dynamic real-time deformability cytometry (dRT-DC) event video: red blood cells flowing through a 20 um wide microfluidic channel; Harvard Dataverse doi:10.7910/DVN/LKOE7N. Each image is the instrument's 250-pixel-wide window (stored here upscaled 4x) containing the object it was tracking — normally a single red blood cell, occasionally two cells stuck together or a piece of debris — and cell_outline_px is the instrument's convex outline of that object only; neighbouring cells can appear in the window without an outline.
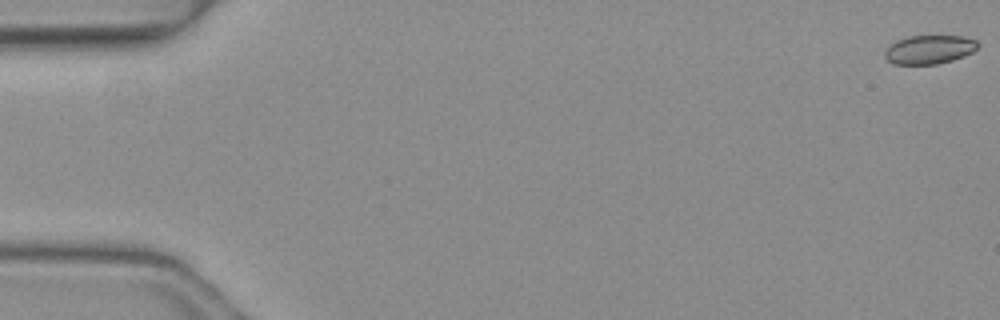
{"species": "common noctule bat (a hibernating species)", "species_latin": "Nyctalus noctula", "temperature_condition": "warm", "stored_images_in_passage": 6, "camera_frame_rate_fps": 3000, "um_per_image_px": 0.085, "animal": {"sex": "female", "body_mass_g": 19.3, "forearm_length_mm": 54.1}, "frame": {"image": 1, "passage_image": 1, "time_ms": 0.0, "image_size_px": [1000, 320], "cell_outline_px": [[980, 44], [972, 52], [964, 56], [952, 60], [936, 64], [892, 64], [884, 56], [884, 52], [888, 44], [896, 40], [908, 36], [964, 36], [976, 40]], "centroid_in_image_um": [78.96, 4.2], "position_along_channel_um": 6.0, "area_um2": 15.72}}
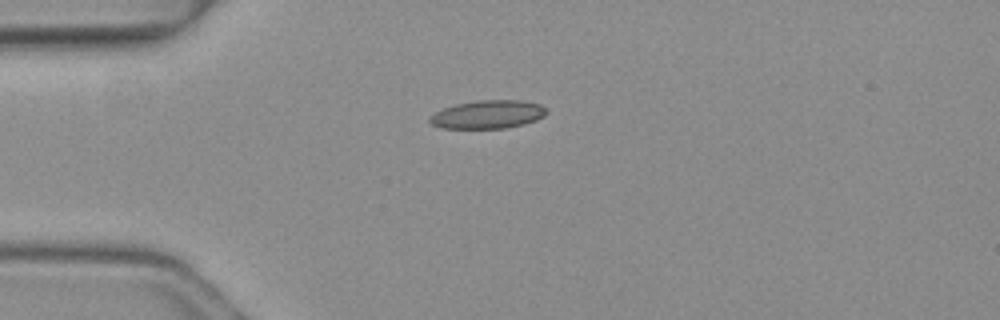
{"frame": {"image": 2, "passage_image": 6, "time_ms": 1.667, "image_size_px": [1000, 320], "cell_outline_px": [[548, 112], [544, 116], [536, 120], [524, 124], [504, 128], [440, 128], [432, 124], [428, 120], [436, 112], [444, 108], [456, 104], [476, 100], [524, 100], [540, 104], [548, 108]], "centroid_in_image_um": [41.52, 9.72], "position_along_channel_um": 43.5, "area_um2": 19.31}}